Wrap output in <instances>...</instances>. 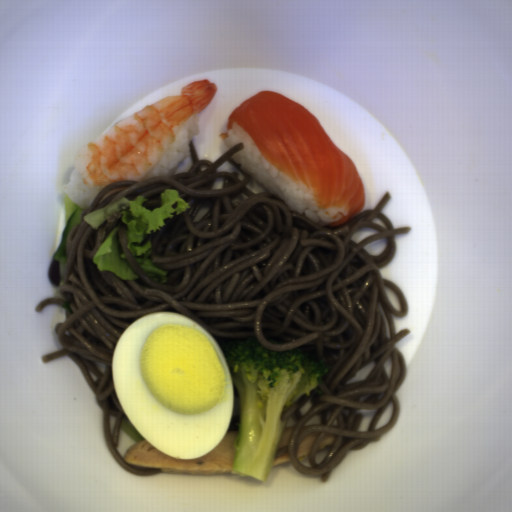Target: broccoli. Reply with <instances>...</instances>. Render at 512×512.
Returning <instances> with one entry per match:
<instances>
[{
	"instance_id": "1706d50b",
	"label": "broccoli",
	"mask_w": 512,
	"mask_h": 512,
	"mask_svg": "<svg viewBox=\"0 0 512 512\" xmlns=\"http://www.w3.org/2000/svg\"><path fill=\"white\" fill-rule=\"evenodd\" d=\"M239 396L232 474L268 481L287 419L282 413L309 397L330 369L301 348L271 350L253 336L220 347Z\"/></svg>"
}]
</instances>
